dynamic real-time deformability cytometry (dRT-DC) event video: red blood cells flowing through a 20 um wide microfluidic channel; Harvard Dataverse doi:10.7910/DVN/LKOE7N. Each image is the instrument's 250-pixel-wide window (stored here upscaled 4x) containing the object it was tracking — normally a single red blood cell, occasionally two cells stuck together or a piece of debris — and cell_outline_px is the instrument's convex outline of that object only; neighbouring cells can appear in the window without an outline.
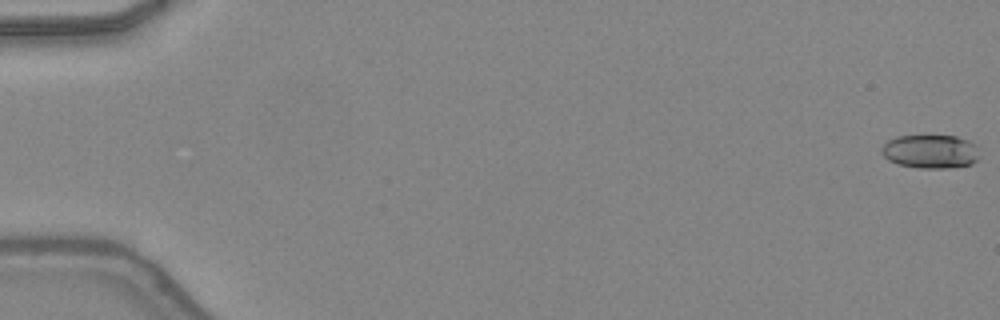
{"species": "common noctule bat (a hibernating species)", "species_latin": "Nyctalus noctula", "temperature_condition": "warm", "stored_images_in_passage": 49, "camera_frame_rate_fps": 3000, "um_per_image_px": 0.085, "animal": {"sex": "female", "body_mass_g": 24.6, "forearm_length_mm": 56.2}, "frame": {"image": 1, "passage_image": 1, "time_ms": 0.0, "image_size_px": [1000, 320], "cell_outline_px": [[980, 156], [972, 164], [952, 168], [920, 168], [896, 164], [888, 160], [880, 152], [880, 148], [888, 140], [896, 136], [956, 136], [968, 140], [976, 144]], "centroid_in_image_um": [79.09, 12.88], "position_along_channel_um": 5.9, "area_um2": 19.48}}
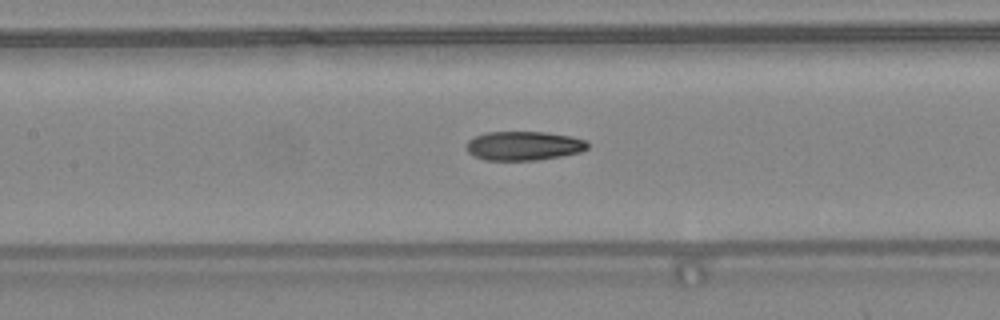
{"frame": {"image": 2, "passage_image": 24, "time_ms": 7.667, "image_size_px": [1000, 320], "cell_outline_px": [[588, 148], [580, 152], [560, 156], [536, 160], [484, 160], [472, 156], [468, 152], [468, 140], [476, 136], [488, 132], [544, 132], [568, 136], [588, 140]], "centroid_in_image_um": [44.52, 12.4], "position_along_channel_um": 162.9, "area_um2": 20.4}}
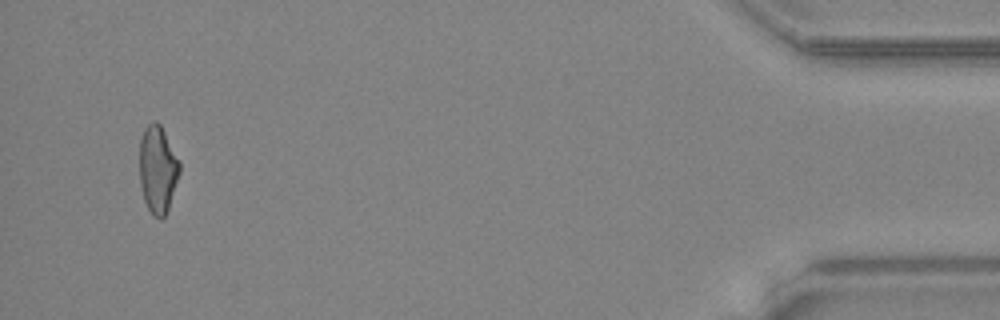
{"frame": {"image": 3, "passage_image": 47, "time_ms": 15.333, "image_size_px": [1000, 320], "cell_outline_px": [[180, 172], [168, 208], [164, 216], [160, 220], [152, 216], [144, 200], [140, 184], [140, 140], [144, 128], [152, 120], [156, 120], [160, 124], [180, 160]], "centroid_in_image_um": [13.41, 14.38], "position_along_channel_um": 421.8, "area_um2": 20.52}, "authors_computed_cell_mechanics": {"area_um2": 20.6346, "velocity_mm_per_s": 4.3824, "shape_relaxation_time_tau1_ms": 8.3688, "shape_relaxation_time_tau2_ms": 2.8096, "deformation_change_tau1": 0.2769, "deformation_change_tau2": 0.113}}